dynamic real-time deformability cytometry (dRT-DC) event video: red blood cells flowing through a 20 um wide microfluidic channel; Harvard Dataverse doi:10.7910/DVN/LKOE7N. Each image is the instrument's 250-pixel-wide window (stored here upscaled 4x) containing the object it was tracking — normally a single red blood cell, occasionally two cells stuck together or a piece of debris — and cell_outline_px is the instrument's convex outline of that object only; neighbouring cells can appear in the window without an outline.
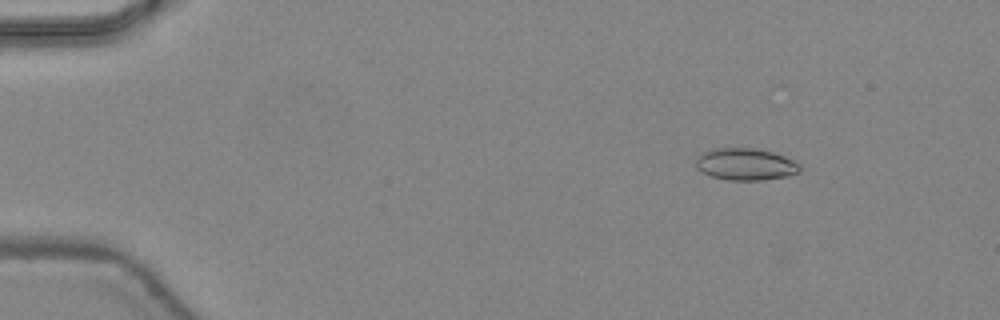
{"species": "common noctule bat (a hibernating species)", "species_latin": "Nyctalus noctula", "temperature_condition": "warm", "stored_images_in_passage": 22, "camera_frame_rate_fps": 3000, "um_per_image_px": 0.085, "animal": {"sex": "female", "body_mass_g": 24.6, "forearm_length_mm": 56.2}, "frame": {"image": 1, "passage_image": 1, "time_ms": 0.0, "image_size_px": [1000, 320], "cell_outline_px": [[800, 172], [788, 176], [764, 180], [728, 180], [712, 176], [700, 172], [696, 168], [696, 160], [704, 152], [712, 148], [756, 148], [772, 152], [784, 156], [800, 164]], "centroid_in_image_um": [63.37, 13.96], "position_along_channel_um": 21.6, "area_um2": 19.42}}
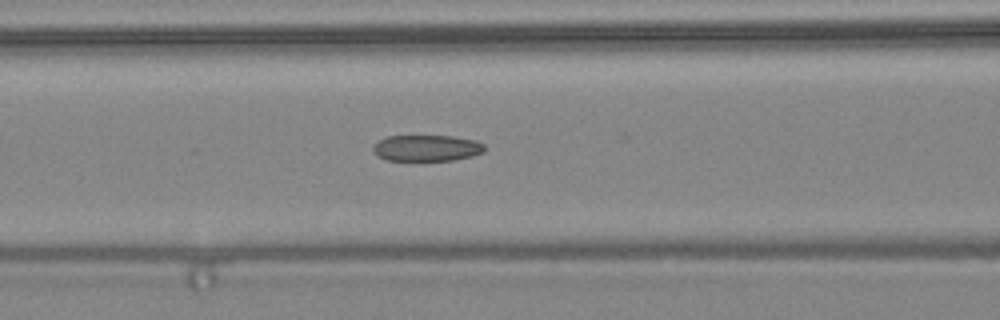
{"frame": {"image": 2, "passage_image": 15, "time_ms": 4.667, "image_size_px": [1000, 320], "cell_outline_px": [[484, 152], [472, 156], [452, 160], [384, 160], [376, 156], [372, 148], [380, 140], [388, 136], [452, 136], [476, 140], [484, 144]], "centroid_in_image_um": [36.27, 12.58], "position_along_channel_um": 130.3, "area_um2": 16.99}}
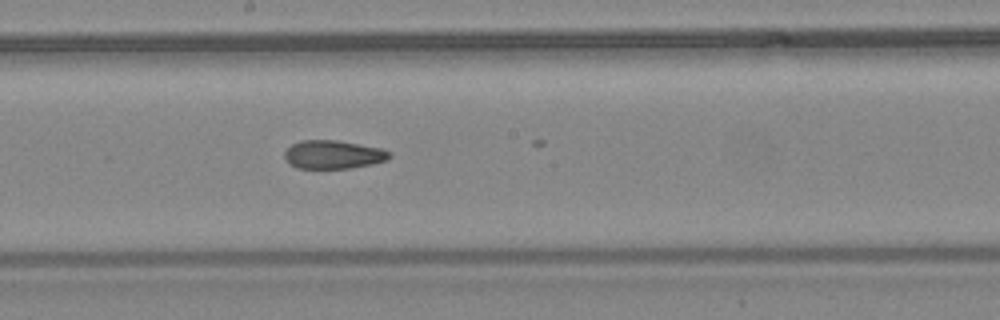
{"frame": {"image": 3, "passage_image": 21, "time_ms": 6.667, "image_size_px": [1000, 320], "cell_outline_px": [[392, 156], [388, 160], [372, 164], [352, 168], [296, 168], [288, 164], [284, 156], [284, 152], [292, 144], [300, 140], [336, 140], [380, 148], [388, 152]], "centroid_in_image_um": [28.29, 13.14], "position_along_channel_um": 219.9, "area_um2": 17.4}}